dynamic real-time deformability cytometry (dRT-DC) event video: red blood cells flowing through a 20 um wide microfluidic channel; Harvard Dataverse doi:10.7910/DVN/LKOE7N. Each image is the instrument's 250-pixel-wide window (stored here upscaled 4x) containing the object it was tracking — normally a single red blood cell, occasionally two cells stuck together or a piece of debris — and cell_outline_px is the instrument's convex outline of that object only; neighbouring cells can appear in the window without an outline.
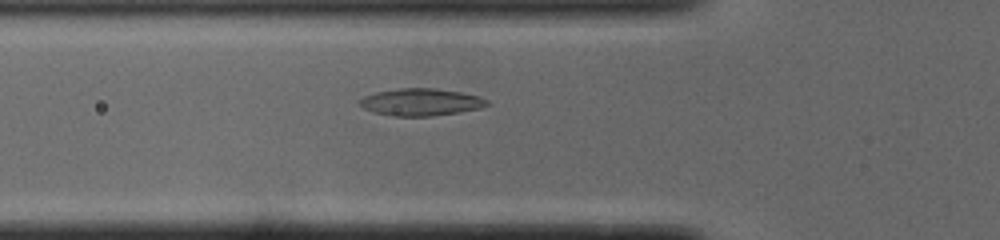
{"species": "common noctule bat (a hibernating species)", "species_latin": "Nyctalus noctula", "temperature_condition": "cold", "stored_images_in_passage": 36, "camera_frame_rate_fps": 3000, "um_per_image_px": 0.085, "animal": {"sex": "male", "body_mass_g": 19.0, "forearm_length_mm": 50.8}, "frame": {"image": 1, "passage_image": 4, "time_ms": 1.0, "image_size_px": [1000, 240], "cell_outline_px": [[488, 104], [480, 108], [460, 112], [432, 116], [392, 116], [376, 112], [364, 108], [356, 100], [364, 96], [376, 92], [400, 88], [432, 88], [460, 92], [480, 96], [488, 100]], "centroid_in_image_um": [35.77, 8.68], "position_along_channel_um": 90.0, "area_um2": 20.11}}
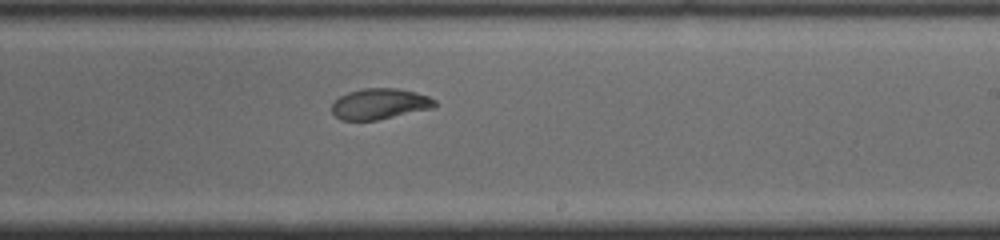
{"frame": {"image": 2, "passage_image": 17, "time_ms": 5.333, "image_size_px": [1000, 240], "cell_outline_px": [[436, 108], [376, 120], [340, 120], [332, 112], [332, 104], [340, 96], [348, 92], [364, 88], [396, 88], [416, 92], [428, 96], [436, 100]], "centroid_in_image_um": [32.31, 8.83], "position_along_channel_um": 256.7, "area_um2": 18.55}}
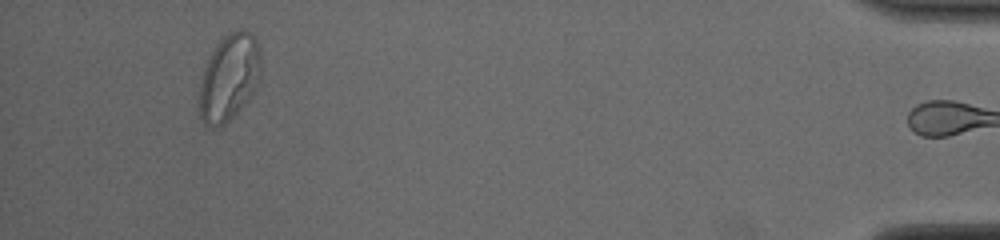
{"frame": {"image": 3, "passage_image": 35, "time_ms": 11.333, "image_size_px": [1000, 240], "cell_outline_px": [[260, 80], [256, 88], [248, 100], [224, 124], [216, 128], [212, 128], [204, 124], [200, 116], [200, 84], [204, 68], [216, 44], [228, 32], [240, 28], [252, 32], [260, 48]], "centroid_in_image_um": [19.5, 6.55], "position_along_channel_um": 415.7, "area_um2": 31.15}, "authors_computed_cell_mechanics": {"area_um2": 19.2763, "velocity_mm_per_s": 3.8577, "shape_relaxation_time_tau1_ms": 8.8402, "shape_relaxation_time_tau2_ms": 1.3832, "deformation_change_tau1": 0.2407, "deformation_change_tau2": 0.0511}}